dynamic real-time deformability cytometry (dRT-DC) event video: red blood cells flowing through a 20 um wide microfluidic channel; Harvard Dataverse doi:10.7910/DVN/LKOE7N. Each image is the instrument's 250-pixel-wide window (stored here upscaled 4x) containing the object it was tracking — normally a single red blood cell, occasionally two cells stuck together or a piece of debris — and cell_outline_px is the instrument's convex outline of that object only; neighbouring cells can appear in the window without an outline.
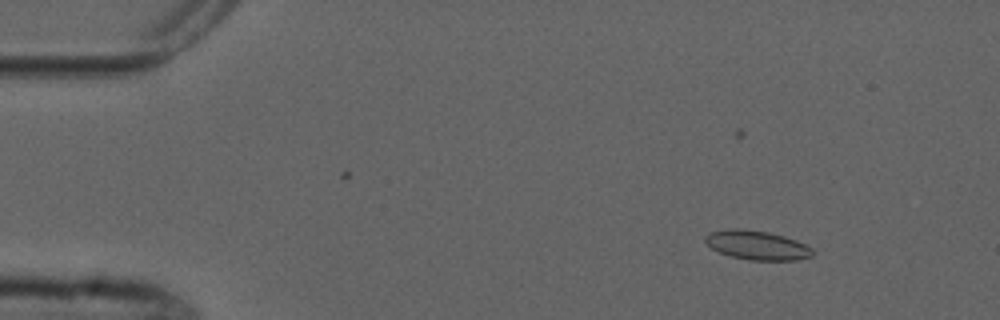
{"species": "common noctule bat (a hibernating species)", "species_latin": "Nyctalus noctula", "temperature_condition": "cold", "stored_images_in_passage": 6, "camera_frame_rate_fps": 3000, "um_per_image_px": 0.085, "animal": {"sex": "male", "forearm_length_mm": 52.5}, "frame": {"image": 1, "passage_image": 3, "time_ms": 3.0, "image_size_px": [1000, 320], "cell_outline_px": [[812, 256], [796, 260], [748, 260], [732, 256], [720, 252], [712, 248], [704, 240], [704, 236], [708, 232], [728, 228], [740, 228], [768, 232], [784, 236], [796, 240], [812, 248]], "centroid_in_image_um": [64.31, 20.83], "position_along_channel_um": 20.7, "area_um2": 18.21}}
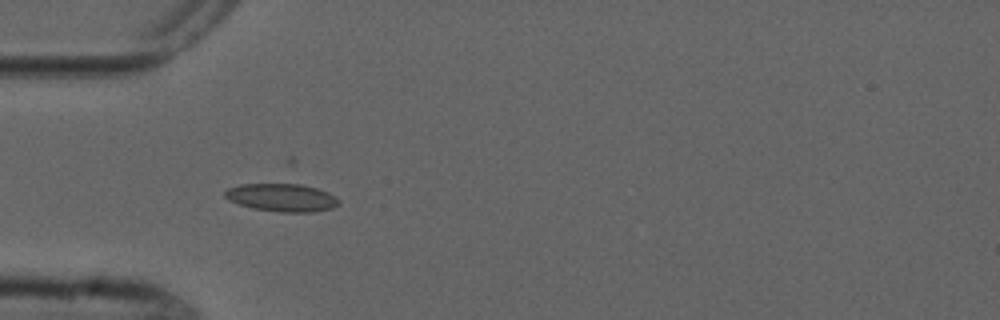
{"frame": {"image": 2, "passage_image": 5, "time_ms": 6.333, "image_size_px": [1000, 320], "cell_outline_px": [[340, 204], [332, 208], [312, 212], [280, 212], [252, 208], [228, 200], [224, 196], [224, 192], [228, 188], [240, 184], [288, 180], [292, 180], [328, 192], [336, 196], [340, 200]], "centroid_in_image_um": [23.96, 16.73], "position_along_channel_um": 61.0, "area_um2": 19.59}}
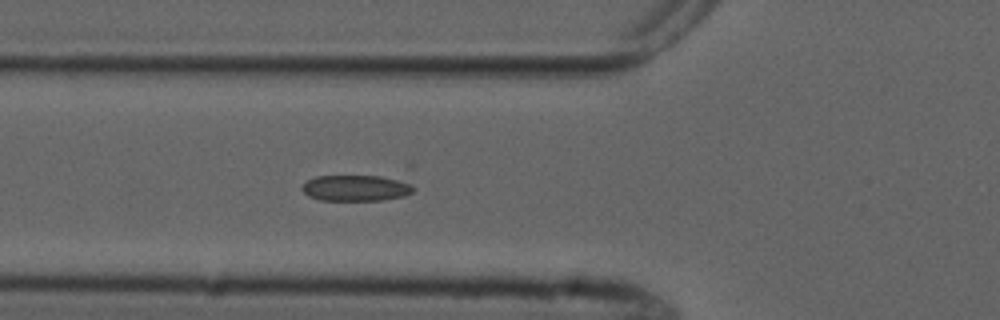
{"frame": {"image": 3, "passage_image": 6, "time_ms": 7.333, "image_size_px": [1000, 320], "cell_outline_px": [[416, 188], [412, 192], [404, 196], [384, 200], [320, 200], [308, 196], [300, 188], [308, 180], [316, 176], [380, 176], [404, 180], [412, 184]], "centroid_in_image_um": [30.29, 15.98], "position_along_channel_um": 95.5, "area_um2": 16.99}}